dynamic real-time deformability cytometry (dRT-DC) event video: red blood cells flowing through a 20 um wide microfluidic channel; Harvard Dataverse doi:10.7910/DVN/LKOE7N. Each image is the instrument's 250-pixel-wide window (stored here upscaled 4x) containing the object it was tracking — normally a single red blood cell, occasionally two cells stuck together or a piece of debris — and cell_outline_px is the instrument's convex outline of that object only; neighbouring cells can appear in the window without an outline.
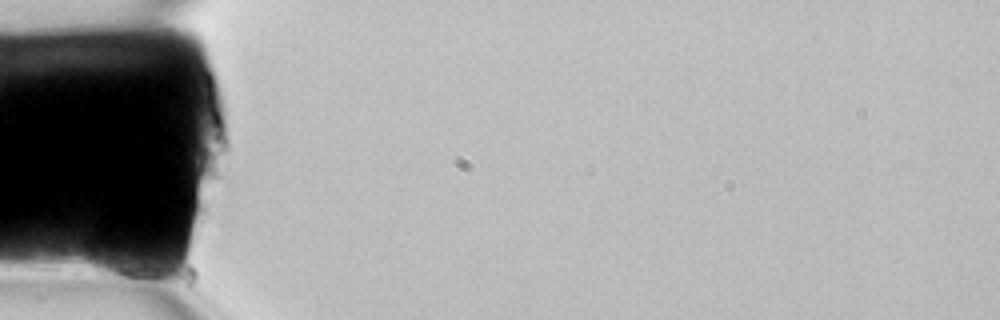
{"species": "common noctule bat (a hibernating species)", "species_latin": "Nyctalus noctula", "temperature_condition": "room temperature", "stored_images_in_passage": 5, "camera_frame_rate_fps": 3000, "um_per_image_px": 0.085, "animal": {"sex": "female", "body_mass_g": 22.7, "forearm_length_mm": 54.2}, "frame": {"image": 1, "passage_image": 1, "time_ms": 0.0, "image_size_px": [1000, 320], "cell_outline_px": [[160, 272], [156, 276], [112, 276], [92, 272], [88, 264], [88, 256], [92, 236], [96, 228], [144, 260]], "centroid_in_image_um": [9.85, 21.99], "position_along_channel_um": 75.2, "area_um2": 13.81}}